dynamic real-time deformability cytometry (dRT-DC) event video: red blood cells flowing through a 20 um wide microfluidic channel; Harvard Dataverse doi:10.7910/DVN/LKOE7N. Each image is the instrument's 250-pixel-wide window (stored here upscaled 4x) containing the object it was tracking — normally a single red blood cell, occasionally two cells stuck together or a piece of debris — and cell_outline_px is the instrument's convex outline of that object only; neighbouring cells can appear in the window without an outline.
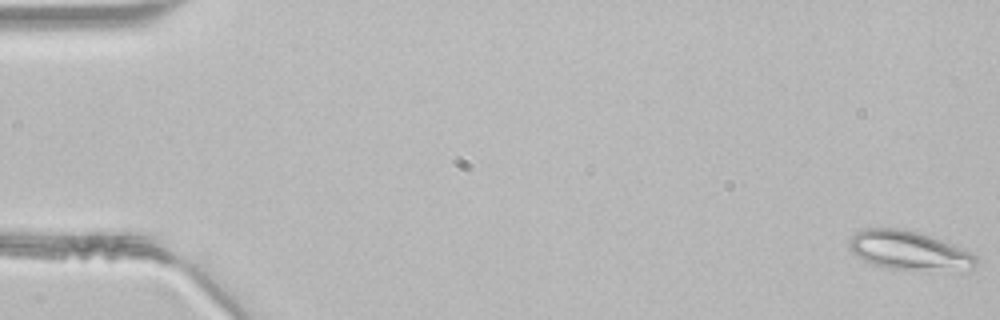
{"species": "common noctule bat (a hibernating species)", "species_latin": "Nyctalus noctula", "temperature_condition": "room temperature", "stored_images_in_passage": 48, "segment_of_instrument_passage": [1, 2], "camera_frame_rate_fps": 3000, "um_per_image_px": 0.085, "animal": {"sex": "male", "body_mass_g": 21.5, "forearm_length_mm": 52.0}, "frame": {"image": 1, "passage_image": 1, "time_ms": 0.0, "image_size_px": [1000, 320], "cell_outline_px": [[976, 264], [972, 268], [888, 268], [872, 264], [864, 260], [852, 252], [848, 248], [848, 240], [856, 232], [864, 228], [900, 228], [916, 232], [952, 244], [976, 256]], "centroid_in_image_um": [77.13, 21.24], "position_along_channel_um": 7.9, "area_um2": 27.57}}
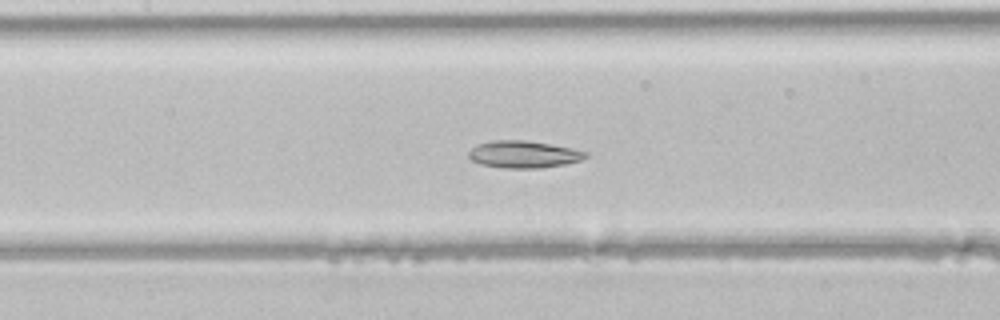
{"frame": {"image": 2, "passage_image": 22, "time_ms": 7.0, "image_size_px": [1000, 320], "cell_outline_px": [[588, 156], [580, 160], [564, 164], [540, 168], [504, 168], [480, 164], [472, 160], [468, 156], [468, 152], [476, 144], [492, 140], [524, 140], [572, 148], [588, 152]], "centroid_in_image_um": [44.48, 13.12], "position_along_channel_um": 162.9, "area_um2": 18.44}}
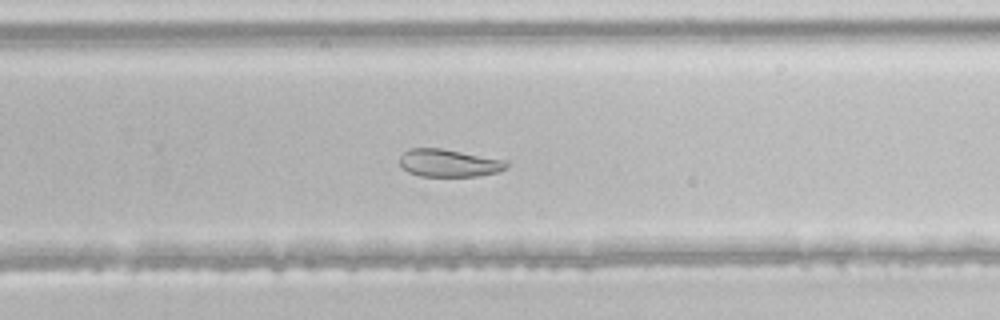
{"frame": {"image": 3, "passage_image": 31, "time_ms": 10.0, "image_size_px": [1000, 320], "cell_outline_px": [[508, 168], [496, 172], [476, 176], [420, 176], [408, 172], [400, 164], [400, 156], [408, 148], [440, 148], [508, 160]], "centroid_in_image_um": [38.17, 13.85], "position_along_channel_um": 291.6, "area_um2": 17.22}}